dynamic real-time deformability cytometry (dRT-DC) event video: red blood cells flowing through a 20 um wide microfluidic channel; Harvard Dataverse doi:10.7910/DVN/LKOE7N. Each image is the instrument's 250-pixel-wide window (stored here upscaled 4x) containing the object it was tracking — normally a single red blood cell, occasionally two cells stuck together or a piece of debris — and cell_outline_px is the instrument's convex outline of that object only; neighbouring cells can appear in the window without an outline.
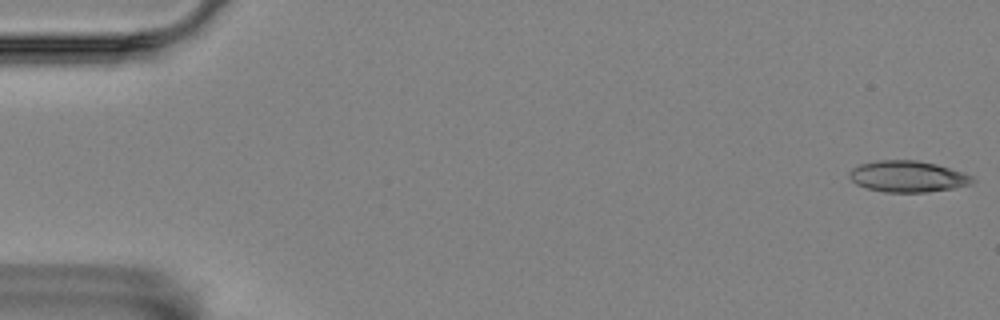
{"species": "Egyptian fruit bat (a non-hibernating species)", "species_latin": "Rousettus aegyptiacus", "temperature_condition": "room temperature", "stored_images_in_passage": 56, "camera_frame_rate_fps": 3000, "um_per_image_px": 0.085, "animal": {"sex": "female"}, "frame": {"image": 1, "passage_image": 1, "time_ms": 0.0, "image_size_px": [1000, 320], "cell_outline_px": [[976, 180], [968, 184], [952, 188], [928, 192], [884, 192], [868, 188], [856, 184], [848, 176], [848, 172], [852, 168], [860, 164], [876, 160], [916, 160], [936, 164], [964, 172], [972, 176]], "centroid_in_image_um": [77.13, 14.99], "position_along_channel_um": 7.9, "area_um2": 22.43}}
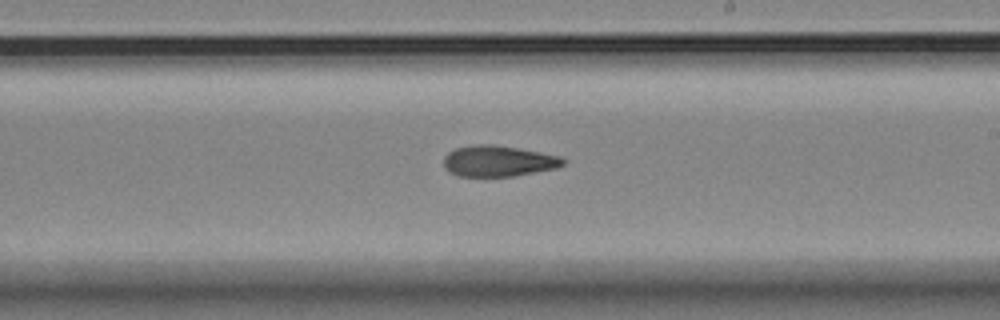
{"frame": {"image": 2, "passage_image": 33, "time_ms": 10.667, "image_size_px": [1000, 320], "cell_outline_px": [[564, 164], [556, 168], [512, 176], [460, 176], [448, 172], [444, 168], [444, 156], [448, 152], [456, 148], [472, 144], [492, 144], [540, 152], [560, 156], [564, 160]], "centroid_in_image_um": [42.31, 13.68], "position_along_channel_um": 246.7, "area_um2": 21.44}}
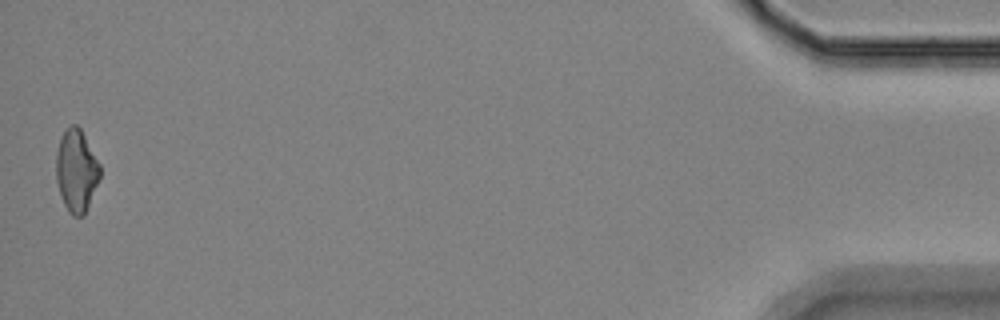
{"frame": {"image": 3, "passage_image": 56, "time_ms": 18.333, "image_size_px": [1000, 320], "cell_outline_px": [[100, 176], [84, 216], [72, 216], [68, 212], [60, 196], [56, 180], [56, 152], [60, 136], [72, 124], [76, 124], [80, 128], [100, 164]], "centroid_in_image_um": [6.47, 14.52], "position_along_channel_um": 428.7, "area_um2": 21.04}, "authors_computed_cell_mechanics": {"area_um2": 22.0218, "velocity_mm_per_s": 3.5224, "shape_relaxation_time_tau1_ms": null, "shape_relaxation_time_tau2_ms": 8.8358, "deformation_change_tau1": null, "deformation_change_tau2": 0.1915}}